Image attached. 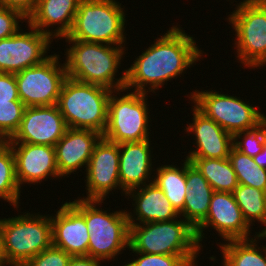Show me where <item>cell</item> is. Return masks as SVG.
I'll return each mask as SVG.
<instances>
[{"label": "cell", "mask_w": 266, "mask_h": 266, "mask_svg": "<svg viewBox=\"0 0 266 266\" xmlns=\"http://www.w3.org/2000/svg\"><path fill=\"white\" fill-rule=\"evenodd\" d=\"M202 56L203 52L196 45L193 36L173 25L125 70L124 88L131 91L134 87L132 91L140 93L154 92L165 82L177 78L184 71L186 73Z\"/></svg>", "instance_id": "1"}, {"label": "cell", "mask_w": 266, "mask_h": 266, "mask_svg": "<svg viewBox=\"0 0 266 266\" xmlns=\"http://www.w3.org/2000/svg\"><path fill=\"white\" fill-rule=\"evenodd\" d=\"M66 42L69 45L72 44L65 52L64 64L67 77L113 91L124 89L126 71L119 79L115 76L121 66L125 46L114 47L109 44L80 40H66Z\"/></svg>", "instance_id": "2"}, {"label": "cell", "mask_w": 266, "mask_h": 266, "mask_svg": "<svg viewBox=\"0 0 266 266\" xmlns=\"http://www.w3.org/2000/svg\"><path fill=\"white\" fill-rule=\"evenodd\" d=\"M129 250L146 254L181 255L192 266L201 247L195 229L184 219L129 224Z\"/></svg>", "instance_id": "3"}, {"label": "cell", "mask_w": 266, "mask_h": 266, "mask_svg": "<svg viewBox=\"0 0 266 266\" xmlns=\"http://www.w3.org/2000/svg\"><path fill=\"white\" fill-rule=\"evenodd\" d=\"M84 218L88 227V256L100 261L111 260L129 249L130 225L124 209L109 213L98 206L102 200L74 199L69 202Z\"/></svg>", "instance_id": "4"}, {"label": "cell", "mask_w": 266, "mask_h": 266, "mask_svg": "<svg viewBox=\"0 0 266 266\" xmlns=\"http://www.w3.org/2000/svg\"><path fill=\"white\" fill-rule=\"evenodd\" d=\"M112 91L67 77L56 105L68 128L90 129L103 134Z\"/></svg>", "instance_id": "5"}, {"label": "cell", "mask_w": 266, "mask_h": 266, "mask_svg": "<svg viewBox=\"0 0 266 266\" xmlns=\"http://www.w3.org/2000/svg\"><path fill=\"white\" fill-rule=\"evenodd\" d=\"M123 10L116 0H81L72 29L63 38L123 46L126 42Z\"/></svg>", "instance_id": "6"}, {"label": "cell", "mask_w": 266, "mask_h": 266, "mask_svg": "<svg viewBox=\"0 0 266 266\" xmlns=\"http://www.w3.org/2000/svg\"><path fill=\"white\" fill-rule=\"evenodd\" d=\"M25 213L1 219L5 262L10 266H23L53 245L49 214Z\"/></svg>", "instance_id": "7"}, {"label": "cell", "mask_w": 266, "mask_h": 266, "mask_svg": "<svg viewBox=\"0 0 266 266\" xmlns=\"http://www.w3.org/2000/svg\"><path fill=\"white\" fill-rule=\"evenodd\" d=\"M112 91L108 101V116L102 138L112 143L140 142L149 139V108L147 95L136 91ZM119 92V93H118ZM115 93V94H113Z\"/></svg>", "instance_id": "8"}, {"label": "cell", "mask_w": 266, "mask_h": 266, "mask_svg": "<svg viewBox=\"0 0 266 266\" xmlns=\"http://www.w3.org/2000/svg\"><path fill=\"white\" fill-rule=\"evenodd\" d=\"M229 24L235 31L237 58L255 69L266 65V0H244L236 5Z\"/></svg>", "instance_id": "9"}, {"label": "cell", "mask_w": 266, "mask_h": 266, "mask_svg": "<svg viewBox=\"0 0 266 266\" xmlns=\"http://www.w3.org/2000/svg\"><path fill=\"white\" fill-rule=\"evenodd\" d=\"M188 98L200 112L233 136L238 132L256 128L266 119V115L262 114L259 108L257 110L256 105L254 107L236 96L221 92L219 94L213 90H195Z\"/></svg>", "instance_id": "10"}, {"label": "cell", "mask_w": 266, "mask_h": 266, "mask_svg": "<svg viewBox=\"0 0 266 266\" xmlns=\"http://www.w3.org/2000/svg\"><path fill=\"white\" fill-rule=\"evenodd\" d=\"M51 54L43 63L15 73L20 100L26 107L56 105L64 80L65 64ZM61 64V65H60Z\"/></svg>", "instance_id": "11"}, {"label": "cell", "mask_w": 266, "mask_h": 266, "mask_svg": "<svg viewBox=\"0 0 266 266\" xmlns=\"http://www.w3.org/2000/svg\"><path fill=\"white\" fill-rule=\"evenodd\" d=\"M30 32L19 29L9 38L0 40V72L17 73L43 63L52 37L28 24ZM45 56V57H44Z\"/></svg>", "instance_id": "12"}, {"label": "cell", "mask_w": 266, "mask_h": 266, "mask_svg": "<svg viewBox=\"0 0 266 266\" xmlns=\"http://www.w3.org/2000/svg\"><path fill=\"white\" fill-rule=\"evenodd\" d=\"M85 200L104 201L109 192L122 190L119 180V144L101 138L95 145L86 167Z\"/></svg>", "instance_id": "13"}, {"label": "cell", "mask_w": 266, "mask_h": 266, "mask_svg": "<svg viewBox=\"0 0 266 266\" xmlns=\"http://www.w3.org/2000/svg\"><path fill=\"white\" fill-rule=\"evenodd\" d=\"M213 227L223 241L250 239V229L230 192H214L206 218L195 228L196 238L202 248L204 229Z\"/></svg>", "instance_id": "14"}, {"label": "cell", "mask_w": 266, "mask_h": 266, "mask_svg": "<svg viewBox=\"0 0 266 266\" xmlns=\"http://www.w3.org/2000/svg\"><path fill=\"white\" fill-rule=\"evenodd\" d=\"M67 128L57 105L26 107L18 131L6 142L55 146Z\"/></svg>", "instance_id": "15"}, {"label": "cell", "mask_w": 266, "mask_h": 266, "mask_svg": "<svg viewBox=\"0 0 266 266\" xmlns=\"http://www.w3.org/2000/svg\"><path fill=\"white\" fill-rule=\"evenodd\" d=\"M15 158L16 177L22 184L41 183L51 177L61 178L56 165L55 147L42 144L6 142Z\"/></svg>", "instance_id": "16"}, {"label": "cell", "mask_w": 266, "mask_h": 266, "mask_svg": "<svg viewBox=\"0 0 266 266\" xmlns=\"http://www.w3.org/2000/svg\"><path fill=\"white\" fill-rule=\"evenodd\" d=\"M193 122L185 132L195 135L196 150L189 151L187 158H228L233 147V135L226 132L214 120L205 116L193 106Z\"/></svg>", "instance_id": "17"}, {"label": "cell", "mask_w": 266, "mask_h": 266, "mask_svg": "<svg viewBox=\"0 0 266 266\" xmlns=\"http://www.w3.org/2000/svg\"><path fill=\"white\" fill-rule=\"evenodd\" d=\"M102 134L90 129L67 128L55 147L56 165L60 177L86 168L95 145Z\"/></svg>", "instance_id": "18"}, {"label": "cell", "mask_w": 266, "mask_h": 266, "mask_svg": "<svg viewBox=\"0 0 266 266\" xmlns=\"http://www.w3.org/2000/svg\"><path fill=\"white\" fill-rule=\"evenodd\" d=\"M50 219L53 246L71 256L88 255L90 234L85 218L69 202H65Z\"/></svg>", "instance_id": "19"}, {"label": "cell", "mask_w": 266, "mask_h": 266, "mask_svg": "<svg viewBox=\"0 0 266 266\" xmlns=\"http://www.w3.org/2000/svg\"><path fill=\"white\" fill-rule=\"evenodd\" d=\"M151 141L125 142L119 144V180L123 195L130 190L153 182L151 177ZM152 178V180H151ZM147 182V183H146Z\"/></svg>", "instance_id": "20"}, {"label": "cell", "mask_w": 266, "mask_h": 266, "mask_svg": "<svg viewBox=\"0 0 266 266\" xmlns=\"http://www.w3.org/2000/svg\"><path fill=\"white\" fill-rule=\"evenodd\" d=\"M125 196H130L135 201L134 204L132 203L135 206L133 214L126 212L129 224L170 221L180 218V214L154 182L145 184L144 187L130 190Z\"/></svg>", "instance_id": "21"}, {"label": "cell", "mask_w": 266, "mask_h": 266, "mask_svg": "<svg viewBox=\"0 0 266 266\" xmlns=\"http://www.w3.org/2000/svg\"><path fill=\"white\" fill-rule=\"evenodd\" d=\"M81 0H38L27 24L54 38H63L71 31ZM58 25L57 29H49ZM46 28V29H45ZM48 28V29H47Z\"/></svg>", "instance_id": "22"}, {"label": "cell", "mask_w": 266, "mask_h": 266, "mask_svg": "<svg viewBox=\"0 0 266 266\" xmlns=\"http://www.w3.org/2000/svg\"><path fill=\"white\" fill-rule=\"evenodd\" d=\"M187 194L179 213L194 229L206 218L215 192L200 171L186 159Z\"/></svg>", "instance_id": "23"}, {"label": "cell", "mask_w": 266, "mask_h": 266, "mask_svg": "<svg viewBox=\"0 0 266 266\" xmlns=\"http://www.w3.org/2000/svg\"><path fill=\"white\" fill-rule=\"evenodd\" d=\"M257 239V240H256ZM258 239L265 237L262 234L254 235V238L229 240L219 248L223 255V266H266V247H258ZM258 247V248H257ZM265 254H263V253Z\"/></svg>", "instance_id": "24"}, {"label": "cell", "mask_w": 266, "mask_h": 266, "mask_svg": "<svg viewBox=\"0 0 266 266\" xmlns=\"http://www.w3.org/2000/svg\"><path fill=\"white\" fill-rule=\"evenodd\" d=\"M206 178L215 192L232 193L239 185L237 176L228 158H186Z\"/></svg>", "instance_id": "25"}, {"label": "cell", "mask_w": 266, "mask_h": 266, "mask_svg": "<svg viewBox=\"0 0 266 266\" xmlns=\"http://www.w3.org/2000/svg\"><path fill=\"white\" fill-rule=\"evenodd\" d=\"M156 177L152 175L153 182L164 192L165 197L172 206L180 213L184 208V201L187 194L186 184V157L182 167L177 165H161L156 169Z\"/></svg>", "instance_id": "26"}, {"label": "cell", "mask_w": 266, "mask_h": 266, "mask_svg": "<svg viewBox=\"0 0 266 266\" xmlns=\"http://www.w3.org/2000/svg\"><path fill=\"white\" fill-rule=\"evenodd\" d=\"M234 199L241 209L244 220L249 226L258 221L266 230V192L248 185L239 184L232 192Z\"/></svg>", "instance_id": "27"}, {"label": "cell", "mask_w": 266, "mask_h": 266, "mask_svg": "<svg viewBox=\"0 0 266 266\" xmlns=\"http://www.w3.org/2000/svg\"><path fill=\"white\" fill-rule=\"evenodd\" d=\"M21 188L19 187L15 158L11 147L5 142L0 147V199L18 208Z\"/></svg>", "instance_id": "28"}, {"label": "cell", "mask_w": 266, "mask_h": 266, "mask_svg": "<svg viewBox=\"0 0 266 266\" xmlns=\"http://www.w3.org/2000/svg\"><path fill=\"white\" fill-rule=\"evenodd\" d=\"M228 159L239 184L255 187L266 192V169L259 167L253 157L242 153L233 146Z\"/></svg>", "instance_id": "29"}, {"label": "cell", "mask_w": 266, "mask_h": 266, "mask_svg": "<svg viewBox=\"0 0 266 266\" xmlns=\"http://www.w3.org/2000/svg\"><path fill=\"white\" fill-rule=\"evenodd\" d=\"M25 108L22 101H0V137L5 141L18 131Z\"/></svg>", "instance_id": "30"}, {"label": "cell", "mask_w": 266, "mask_h": 266, "mask_svg": "<svg viewBox=\"0 0 266 266\" xmlns=\"http://www.w3.org/2000/svg\"><path fill=\"white\" fill-rule=\"evenodd\" d=\"M233 140V146L237 150L250 157L256 156L263 150L266 140V119L256 128L236 133Z\"/></svg>", "instance_id": "31"}, {"label": "cell", "mask_w": 266, "mask_h": 266, "mask_svg": "<svg viewBox=\"0 0 266 266\" xmlns=\"http://www.w3.org/2000/svg\"><path fill=\"white\" fill-rule=\"evenodd\" d=\"M139 255L136 259L122 266H192L181 255L146 254L132 252Z\"/></svg>", "instance_id": "32"}, {"label": "cell", "mask_w": 266, "mask_h": 266, "mask_svg": "<svg viewBox=\"0 0 266 266\" xmlns=\"http://www.w3.org/2000/svg\"><path fill=\"white\" fill-rule=\"evenodd\" d=\"M70 259V254L52 245L31 258L23 266H68Z\"/></svg>", "instance_id": "33"}, {"label": "cell", "mask_w": 266, "mask_h": 266, "mask_svg": "<svg viewBox=\"0 0 266 266\" xmlns=\"http://www.w3.org/2000/svg\"><path fill=\"white\" fill-rule=\"evenodd\" d=\"M21 20L23 23L27 18L19 11L0 6V40L14 35L21 28L19 26Z\"/></svg>", "instance_id": "34"}, {"label": "cell", "mask_w": 266, "mask_h": 266, "mask_svg": "<svg viewBox=\"0 0 266 266\" xmlns=\"http://www.w3.org/2000/svg\"><path fill=\"white\" fill-rule=\"evenodd\" d=\"M0 101H21L15 74L0 72Z\"/></svg>", "instance_id": "35"}, {"label": "cell", "mask_w": 266, "mask_h": 266, "mask_svg": "<svg viewBox=\"0 0 266 266\" xmlns=\"http://www.w3.org/2000/svg\"><path fill=\"white\" fill-rule=\"evenodd\" d=\"M38 0H0V6L19 11L25 18L35 11Z\"/></svg>", "instance_id": "36"}, {"label": "cell", "mask_w": 266, "mask_h": 266, "mask_svg": "<svg viewBox=\"0 0 266 266\" xmlns=\"http://www.w3.org/2000/svg\"><path fill=\"white\" fill-rule=\"evenodd\" d=\"M101 261L88 255L71 256L68 266H101Z\"/></svg>", "instance_id": "37"}, {"label": "cell", "mask_w": 266, "mask_h": 266, "mask_svg": "<svg viewBox=\"0 0 266 266\" xmlns=\"http://www.w3.org/2000/svg\"><path fill=\"white\" fill-rule=\"evenodd\" d=\"M253 160L257 163L259 167L266 169V140L264 141L263 150L259 152L256 156H254Z\"/></svg>", "instance_id": "38"}, {"label": "cell", "mask_w": 266, "mask_h": 266, "mask_svg": "<svg viewBox=\"0 0 266 266\" xmlns=\"http://www.w3.org/2000/svg\"><path fill=\"white\" fill-rule=\"evenodd\" d=\"M5 253H4V243H3V229L0 218V266H6Z\"/></svg>", "instance_id": "39"}, {"label": "cell", "mask_w": 266, "mask_h": 266, "mask_svg": "<svg viewBox=\"0 0 266 266\" xmlns=\"http://www.w3.org/2000/svg\"><path fill=\"white\" fill-rule=\"evenodd\" d=\"M6 141L0 137V147L5 143Z\"/></svg>", "instance_id": "40"}]
</instances>
